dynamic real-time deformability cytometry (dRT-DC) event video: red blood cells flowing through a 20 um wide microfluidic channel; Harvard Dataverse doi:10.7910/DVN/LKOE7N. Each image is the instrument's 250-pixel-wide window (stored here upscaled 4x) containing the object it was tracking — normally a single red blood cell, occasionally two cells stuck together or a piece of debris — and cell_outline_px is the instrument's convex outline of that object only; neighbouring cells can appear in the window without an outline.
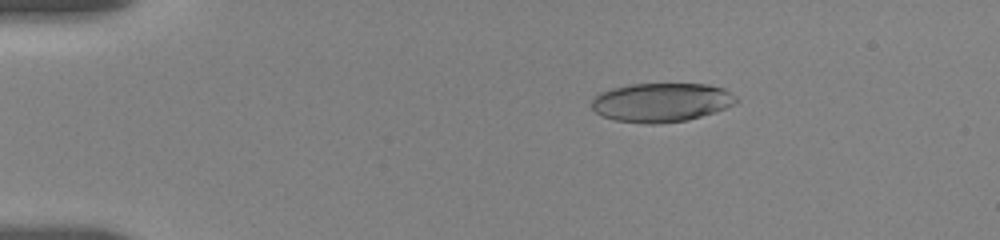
{"species": "human", "species_latin": "Homo sapiens", "temperature_condition": "room temperature", "stored_images_in_passage": 20, "camera_frame_rate_fps": 3000, "um_per_image_px": 0.085, "donor": {"sex": "female"}, "frame": {"image": 1, "passage_image": 10, "time_ms": 3.0, "image_size_px": [1000, 240], "cell_outline_px": [[736, 100], [732, 104], [716, 112], [688, 120], [656, 124], [648, 124], [616, 120], [604, 116], [596, 112], [592, 108], [592, 96], [600, 92], [612, 88], [632, 84], [708, 84], [724, 88], [736, 96]], "centroid_in_image_um": [56.2, 8.7], "position_along_channel_um": 28.8, "area_um2": 32.77}}
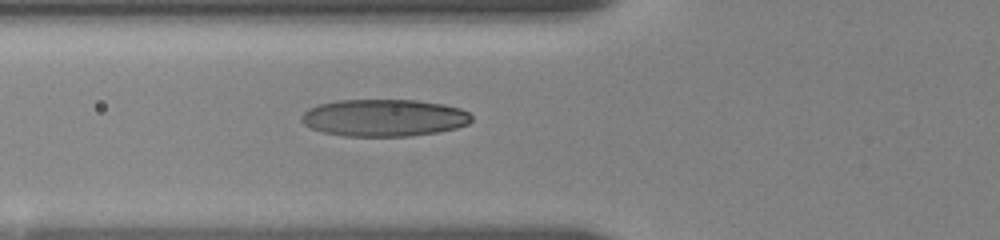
{"frame": {"image": 2, "passage_image": 17, "time_ms": 6.667, "image_size_px": [1000, 240], "cell_outline_px": [[472, 120], [468, 124], [456, 128], [436, 132], [408, 136], [344, 136], [324, 132], [312, 128], [304, 124], [300, 120], [300, 116], [308, 108], [320, 104], [336, 100], [416, 100], [444, 104], [460, 108], [468, 112], [472, 116]], "centroid_in_image_um": [32.64, 10.0], "position_along_channel_um": 93.2, "area_um2": 36.88}}
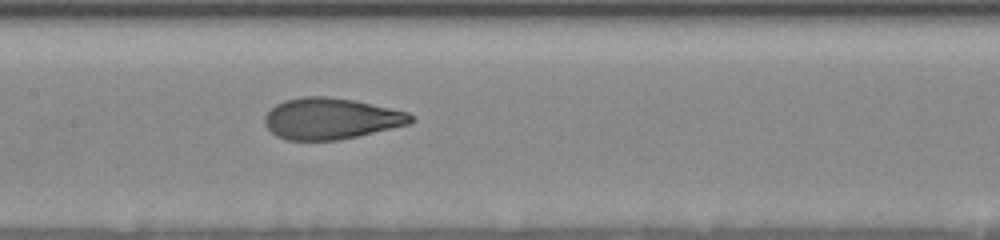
{"frame": {"image": 3, "passage_image": 20, "time_ms": 9.0, "image_size_px": [1000, 240], "cell_outline_px": [[416, 120], [412, 124], [340, 140], [288, 140], [276, 136], [264, 124], [264, 116], [276, 104], [284, 100], [304, 96], [328, 96], [356, 100], [408, 112]], "centroid_in_image_um": [28.16, 10.08], "position_along_channel_um": 179.2, "area_um2": 35.43}}